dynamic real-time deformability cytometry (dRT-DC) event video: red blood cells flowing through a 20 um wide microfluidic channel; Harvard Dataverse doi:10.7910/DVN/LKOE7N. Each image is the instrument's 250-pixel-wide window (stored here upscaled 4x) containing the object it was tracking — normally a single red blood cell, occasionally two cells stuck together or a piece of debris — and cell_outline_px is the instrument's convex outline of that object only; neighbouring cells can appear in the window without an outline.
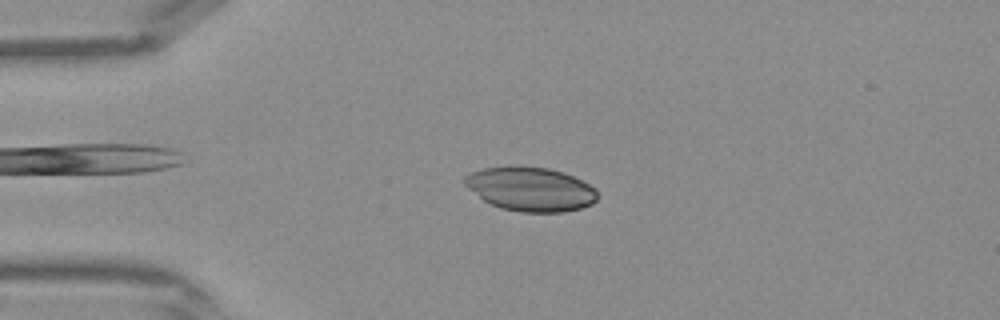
{"species": "Egyptian fruit bat (a non-hibernating species)", "species_latin": "Rousettus aegyptiacus", "temperature_condition": "warm", "stored_images_in_passage": 41, "camera_frame_rate_fps": 3000, "um_per_image_px": 0.085, "frame": {"image": 1, "passage_image": 9, "time_ms": 2.667, "image_size_px": [1000, 320], "cell_outline_px": [[596, 200], [592, 204], [580, 208], [564, 212], [520, 212], [500, 208], [484, 200], [468, 188], [464, 184], [464, 176], [472, 172], [484, 168], [512, 164], [516, 164], [548, 168], [564, 172], [596, 188]], "centroid_in_image_um": [45.07, 16.05], "position_along_channel_um": 39.9, "area_um2": 34.33}}
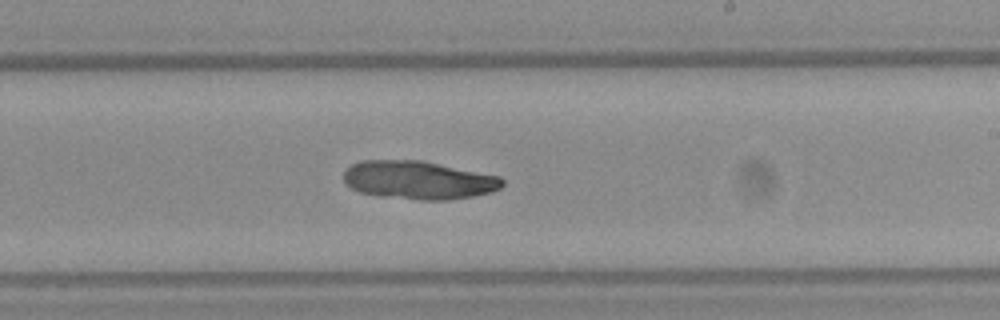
{"frame": {"image": 2, "passage_image": 24, "time_ms": 7.667, "image_size_px": [1000, 320], "cell_outline_px": [[504, 184], [500, 188], [492, 192], [452, 200], [420, 200], [380, 196], [360, 192], [344, 184], [344, 172], [352, 164], [360, 160], [424, 160], [500, 176], [504, 180]], "centroid_in_image_um": [35.59, 15.3], "position_along_channel_um": 253.4, "area_um2": 35.78}}
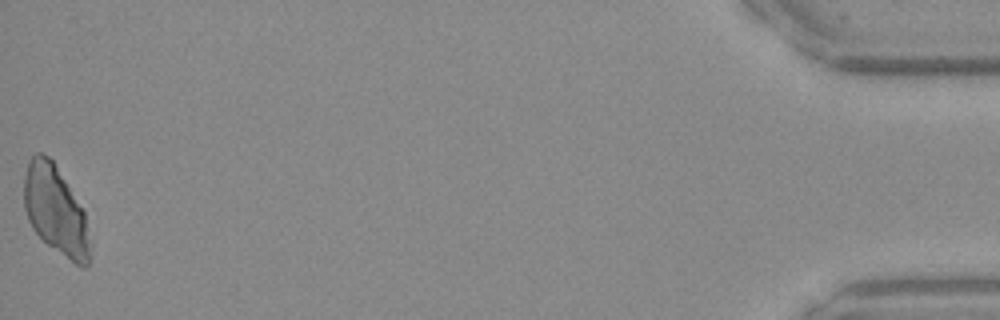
{"frame": {"image": 3, "passage_image": 41, "time_ms": 13.333, "image_size_px": [1000, 320], "cell_outline_px": [[88, 268], [84, 268], [76, 264], [48, 244], [32, 228], [28, 220], [24, 208], [24, 176], [28, 160], [36, 152], [40, 152], [48, 156], [52, 160], [84, 212], [88, 248]], "centroid_in_image_um": [4.66, 17.83], "position_along_channel_um": 430.5, "area_um2": 33.06}}